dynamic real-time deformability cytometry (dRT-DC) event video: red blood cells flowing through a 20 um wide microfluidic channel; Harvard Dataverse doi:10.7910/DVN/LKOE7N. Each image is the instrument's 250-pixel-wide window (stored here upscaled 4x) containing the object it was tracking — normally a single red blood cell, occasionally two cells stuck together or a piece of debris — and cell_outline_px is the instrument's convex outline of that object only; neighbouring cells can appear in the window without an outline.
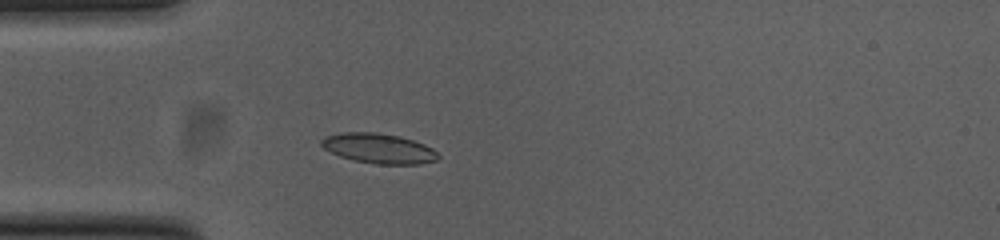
{"species": "common noctule bat (a hibernating species)", "species_latin": "Nyctalus noctula", "temperature_condition": "cold", "stored_images_in_passage": 41, "camera_frame_rate_fps": 3000, "um_per_image_px": 0.085, "animal": {"sex": "female", "body_mass_g": 23.0, "forearm_length_mm": 53.4}, "frame": {"image": 1, "passage_image": 3, "time_ms": 0.667, "image_size_px": [1000, 240], "cell_outline_px": [[440, 156], [436, 160], [420, 164], [376, 164], [356, 160], [340, 156], [324, 148], [320, 144], [320, 140], [324, 136], [344, 132], [372, 132], [400, 136], [424, 144], [432, 148]], "centroid_in_image_um": [32.19, 12.61], "position_along_channel_um": 52.8, "area_um2": 20.23}}
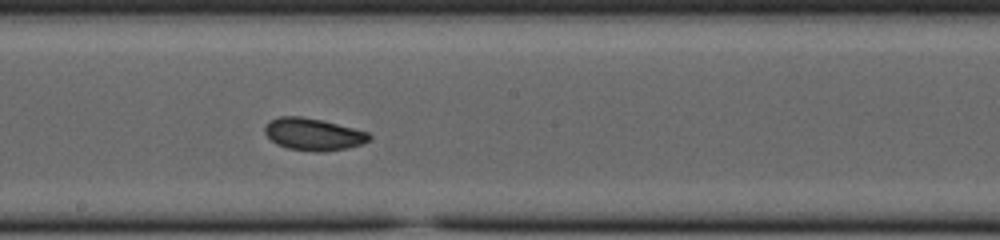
{"frame": {"image": 2, "passage_image": 17, "time_ms": 5.333, "image_size_px": [1000, 240], "cell_outline_px": [[372, 136], [368, 140], [360, 144], [348, 148], [320, 152], [316, 152], [288, 148], [276, 144], [264, 132], [264, 124], [268, 120], [280, 116], [300, 116], [320, 120], [368, 132]], "centroid_in_image_um": [26.57, 11.41], "position_along_channel_um": 221.6, "area_um2": 19.42}}
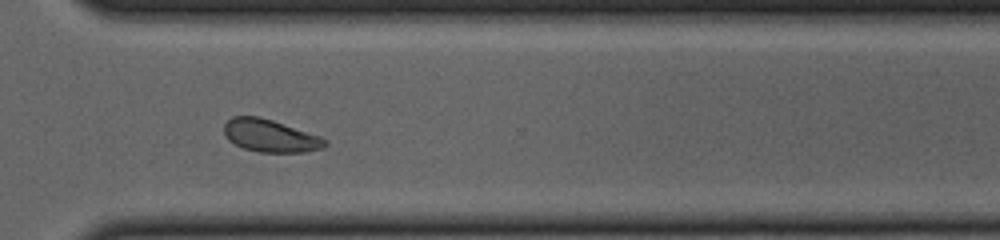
{"frame": {"image": 3, "passage_image": 27, "time_ms": 8.667, "image_size_px": [1000, 240], "cell_outline_px": [[328, 144], [324, 148], [304, 152], [260, 152], [244, 148], [228, 140], [224, 132], [224, 124], [232, 116], [256, 116], [272, 120], [320, 136], [328, 140]], "centroid_in_image_um": [22.99, 11.54], "position_along_channel_um": 347.6, "area_um2": 19.07}, "authors_computed_cell_mechanics": {"area_um2": 19.4786, "velocity_mm_per_s": 3.7796, "shape_relaxation_time_tau1_ms": null, "shape_relaxation_time_tau2_ms": 3.1766, "deformation_change_tau1": null, "deformation_change_tau2": 0.0644}}